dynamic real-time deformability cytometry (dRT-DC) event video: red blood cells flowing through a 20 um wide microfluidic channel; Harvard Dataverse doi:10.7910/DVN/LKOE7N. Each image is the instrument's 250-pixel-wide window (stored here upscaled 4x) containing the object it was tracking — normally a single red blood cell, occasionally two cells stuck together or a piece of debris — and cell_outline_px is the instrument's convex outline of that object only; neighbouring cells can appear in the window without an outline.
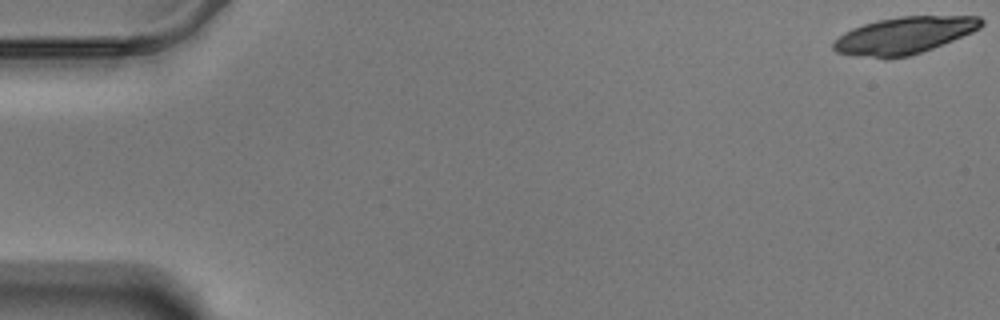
{"species": "Egyptian fruit bat (a non-hibernating species)", "species_latin": "Rousettus aegyptiacus", "temperature_condition": "warm", "stored_images_in_passage": 59, "camera_frame_rate_fps": 3000, "um_per_image_px": 0.085, "animal": {"sex": "male"}, "frame": {"image": 1, "passage_image": 1, "time_ms": 0.0, "image_size_px": [1000, 320], "cell_outline_px": [[984, 24], [980, 28], [972, 32], [932, 48], [908, 56], [884, 60], [856, 56], [836, 52], [832, 48], [832, 44], [844, 32], [852, 28], [876, 20], [900, 16], [980, 16], [984, 20]], "centroid_in_image_um": [76.83, 3.02], "position_along_channel_um": 8.2, "area_um2": 32.02}}
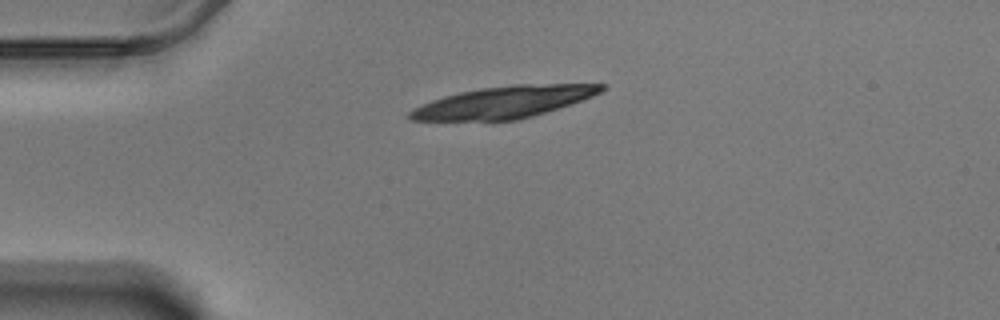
{"frame": {"image": 2, "passage_image": 15, "time_ms": 4.667, "image_size_px": [1000, 320], "cell_outline_px": [[608, 88], [592, 96], [532, 116], [516, 120], [412, 120], [404, 116], [412, 108], [432, 100], [444, 96], [460, 92], [480, 88], [516, 84], [608, 84]], "centroid_in_image_um": [42.79, 8.67], "position_along_channel_um": 42.2, "area_um2": 35.14}}